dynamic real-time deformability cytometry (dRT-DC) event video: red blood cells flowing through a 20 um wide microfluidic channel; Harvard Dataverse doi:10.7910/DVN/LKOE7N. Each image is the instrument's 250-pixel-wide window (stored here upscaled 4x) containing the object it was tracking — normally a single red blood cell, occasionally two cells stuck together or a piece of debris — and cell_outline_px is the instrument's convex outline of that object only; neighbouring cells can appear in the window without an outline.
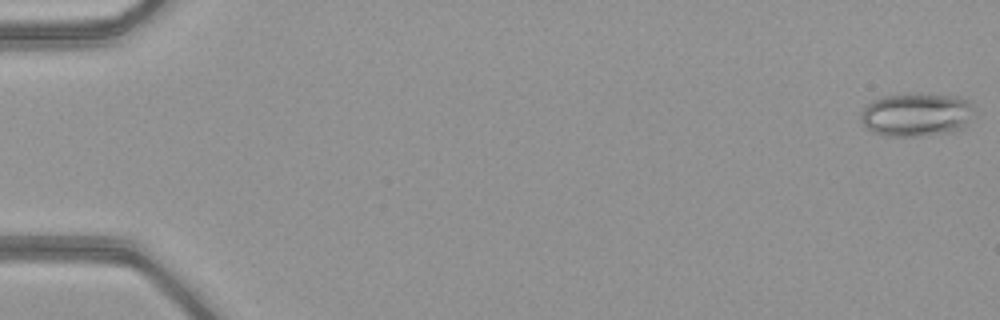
{"species": "common noctule bat (a hibernating species)", "species_latin": "Nyctalus noctula", "temperature_condition": "warm", "stored_images_in_passage": 51, "camera_frame_rate_fps": 3000, "um_per_image_px": 0.085, "animal": {"sex": "female", "body_mass_g": 21.9}, "frame": {"image": 1, "passage_image": 1, "time_ms": 0.0, "image_size_px": [1000, 320], "cell_outline_px": [[972, 108], [968, 120], [964, 128], [952, 132], [920, 136], [884, 136], [872, 132], [864, 128], [860, 120], [860, 112], [868, 104], [880, 96], [908, 92], [916, 92], [960, 96], [972, 100]], "centroid_in_image_um": [77.86, 9.72], "position_along_channel_um": 7.1, "area_um2": 29.59}}
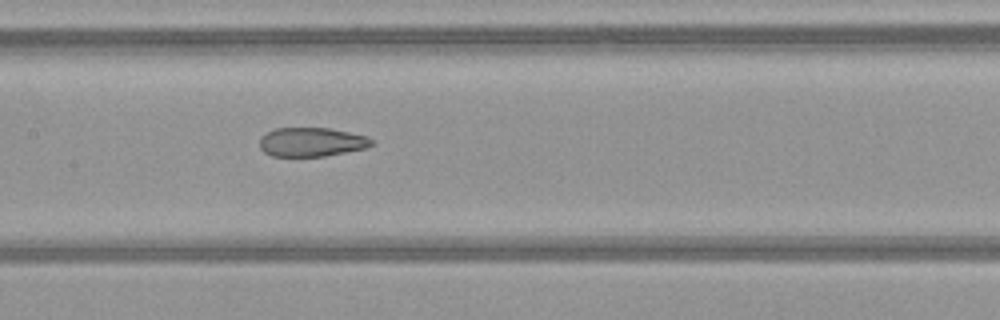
{"frame": {"image": 2, "passage_image": 26, "time_ms": 8.333, "image_size_px": [1000, 320], "cell_outline_px": [[376, 144], [368, 148], [324, 156], [272, 156], [264, 152], [260, 148], [260, 136], [276, 128], [328, 128], [368, 136]], "centroid_in_image_um": [26.51, 12.07], "position_along_channel_um": 180.9, "area_um2": 19.02}}
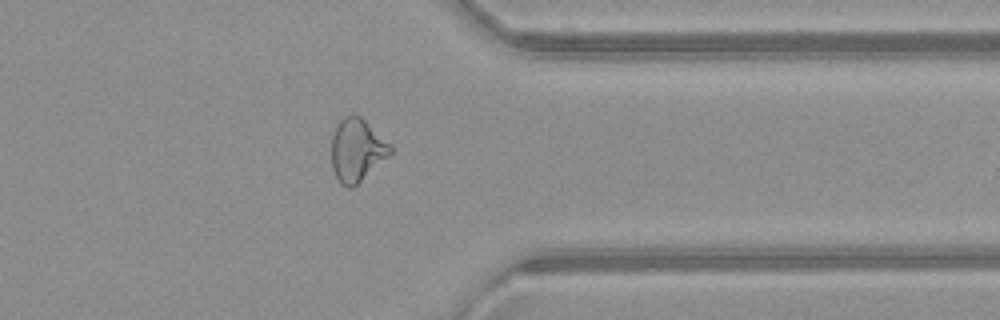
{"frame": {"image": 3, "passage_image": 41, "time_ms": 13.333, "image_size_px": [1000, 320], "cell_outline_px": [[392, 152], [388, 156], [352, 188], [348, 188], [340, 184], [332, 168], [332, 136], [336, 124], [344, 116], [360, 116], [392, 144]], "centroid_in_image_um": [30.33, 12.75], "position_along_channel_um": 381.1, "area_um2": 21.39}, "authors_computed_cell_mechanics": {"area_um2": 23.6402, "velocity_mm_per_s": 4.1346, "shape_relaxation_time_tau1_ms": null, "shape_relaxation_time_tau2_ms": 1.609, "deformation_change_tau1": null, "deformation_change_tau2": 0.0918}}